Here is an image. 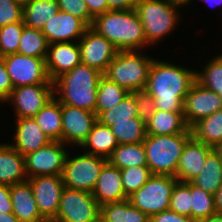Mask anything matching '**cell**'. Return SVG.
Masks as SVG:
<instances>
[{
	"mask_svg": "<svg viewBox=\"0 0 222 222\" xmlns=\"http://www.w3.org/2000/svg\"><path fill=\"white\" fill-rule=\"evenodd\" d=\"M196 81V70L153 60L145 90L153 97L155 109L183 112V103Z\"/></svg>",
	"mask_w": 222,
	"mask_h": 222,
	"instance_id": "obj_1",
	"label": "cell"
},
{
	"mask_svg": "<svg viewBox=\"0 0 222 222\" xmlns=\"http://www.w3.org/2000/svg\"><path fill=\"white\" fill-rule=\"evenodd\" d=\"M91 28L110 41L118 51L147 46L143 25L136 10H108L93 19Z\"/></svg>",
	"mask_w": 222,
	"mask_h": 222,
	"instance_id": "obj_2",
	"label": "cell"
},
{
	"mask_svg": "<svg viewBox=\"0 0 222 222\" xmlns=\"http://www.w3.org/2000/svg\"><path fill=\"white\" fill-rule=\"evenodd\" d=\"M102 76L100 71L80 63L53 81L54 97L61 104L95 113L98 83Z\"/></svg>",
	"mask_w": 222,
	"mask_h": 222,
	"instance_id": "obj_3",
	"label": "cell"
},
{
	"mask_svg": "<svg viewBox=\"0 0 222 222\" xmlns=\"http://www.w3.org/2000/svg\"><path fill=\"white\" fill-rule=\"evenodd\" d=\"M185 7L174 0H137L135 10L143 25L147 45L161 41L175 30L179 19V8Z\"/></svg>",
	"mask_w": 222,
	"mask_h": 222,
	"instance_id": "obj_4",
	"label": "cell"
},
{
	"mask_svg": "<svg viewBox=\"0 0 222 222\" xmlns=\"http://www.w3.org/2000/svg\"><path fill=\"white\" fill-rule=\"evenodd\" d=\"M191 137L190 128L177 135H146L143 144L152 174L176 177L183 148Z\"/></svg>",
	"mask_w": 222,
	"mask_h": 222,
	"instance_id": "obj_5",
	"label": "cell"
},
{
	"mask_svg": "<svg viewBox=\"0 0 222 222\" xmlns=\"http://www.w3.org/2000/svg\"><path fill=\"white\" fill-rule=\"evenodd\" d=\"M153 60L138 50L118 51L103 75L129 93L144 90Z\"/></svg>",
	"mask_w": 222,
	"mask_h": 222,
	"instance_id": "obj_6",
	"label": "cell"
},
{
	"mask_svg": "<svg viewBox=\"0 0 222 222\" xmlns=\"http://www.w3.org/2000/svg\"><path fill=\"white\" fill-rule=\"evenodd\" d=\"M177 181L175 176L153 174L139 190L128 197V200L134 207L151 217L169 210L170 198Z\"/></svg>",
	"mask_w": 222,
	"mask_h": 222,
	"instance_id": "obj_7",
	"label": "cell"
},
{
	"mask_svg": "<svg viewBox=\"0 0 222 222\" xmlns=\"http://www.w3.org/2000/svg\"><path fill=\"white\" fill-rule=\"evenodd\" d=\"M107 159L89 153L65 159L62 179L65 187L92 193Z\"/></svg>",
	"mask_w": 222,
	"mask_h": 222,
	"instance_id": "obj_8",
	"label": "cell"
},
{
	"mask_svg": "<svg viewBox=\"0 0 222 222\" xmlns=\"http://www.w3.org/2000/svg\"><path fill=\"white\" fill-rule=\"evenodd\" d=\"M100 214V206L92 193L71 189H63L57 222H93Z\"/></svg>",
	"mask_w": 222,
	"mask_h": 222,
	"instance_id": "obj_9",
	"label": "cell"
},
{
	"mask_svg": "<svg viewBox=\"0 0 222 222\" xmlns=\"http://www.w3.org/2000/svg\"><path fill=\"white\" fill-rule=\"evenodd\" d=\"M14 88L41 83H53L46 71V58H36L19 53L1 57Z\"/></svg>",
	"mask_w": 222,
	"mask_h": 222,
	"instance_id": "obj_10",
	"label": "cell"
},
{
	"mask_svg": "<svg viewBox=\"0 0 222 222\" xmlns=\"http://www.w3.org/2000/svg\"><path fill=\"white\" fill-rule=\"evenodd\" d=\"M60 141H51L35 152L25 155V170L28 178L34 176H62L65 159L68 154Z\"/></svg>",
	"mask_w": 222,
	"mask_h": 222,
	"instance_id": "obj_11",
	"label": "cell"
},
{
	"mask_svg": "<svg viewBox=\"0 0 222 222\" xmlns=\"http://www.w3.org/2000/svg\"><path fill=\"white\" fill-rule=\"evenodd\" d=\"M54 97L53 83L13 88L6 103L13 104L16 118L34 117Z\"/></svg>",
	"mask_w": 222,
	"mask_h": 222,
	"instance_id": "obj_12",
	"label": "cell"
},
{
	"mask_svg": "<svg viewBox=\"0 0 222 222\" xmlns=\"http://www.w3.org/2000/svg\"><path fill=\"white\" fill-rule=\"evenodd\" d=\"M81 63L105 73L116 56L117 48L104 36L89 27L78 41Z\"/></svg>",
	"mask_w": 222,
	"mask_h": 222,
	"instance_id": "obj_13",
	"label": "cell"
},
{
	"mask_svg": "<svg viewBox=\"0 0 222 222\" xmlns=\"http://www.w3.org/2000/svg\"><path fill=\"white\" fill-rule=\"evenodd\" d=\"M33 190L38 210L45 220L56 218L61 195L65 188L62 176H34L27 180Z\"/></svg>",
	"mask_w": 222,
	"mask_h": 222,
	"instance_id": "obj_14",
	"label": "cell"
},
{
	"mask_svg": "<svg viewBox=\"0 0 222 222\" xmlns=\"http://www.w3.org/2000/svg\"><path fill=\"white\" fill-rule=\"evenodd\" d=\"M222 109V97L195 81L183 103V116L190 128L197 121Z\"/></svg>",
	"mask_w": 222,
	"mask_h": 222,
	"instance_id": "obj_15",
	"label": "cell"
},
{
	"mask_svg": "<svg viewBox=\"0 0 222 222\" xmlns=\"http://www.w3.org/2000/svg\"><path fill=\"white\" fill-rule=\"evenodd\" d=\"M62 142L80 147L86 140L94 123L97 121L96 113L88 110L61 104Z\"/></svg>",
	"mask_w": 222,
	"mask_h": 222,
	"instance_id": "obj_16",
	"label": "cell"
},
{
	"mask_svg": "<svg viewBox=\"0 0 222 222\" xmlns=\"http://www.w3.org/2000/svg\"><path fill=\"white\" fill-rule=\"evenodd\" d=\"M89 26L78 17L59 10L41 30L49 44L78 42ZM72 39V40H71Z\"/></svg>",
	"mask_w": 222,
	"mask_h": 222,
	"instance_id": "obj_17",
	"label": "cell"
},
{
	"mask_svg": "<svg viewBox=\"0 0 222 222\" xmlns=\"http://www.w3.org/2000/svg\"><path fill=\"white\" fill-rule=\"evenodd\" d=\"M45 62L48 77L53 82L56 78L71 71L81 63L78 42L49 44Z\"/></svg>",
	"mask_w": 222,
	"mask_h": 222,
	"instance_id": "obj_18",
	"label": "cell"
},
{
	"mask_svg": "<svg viewBox=\"0 0 222 222\" xmlns=\"http://www.w3.org/2000/svg\"><path fill=\"white\" fill-rule=\"evenodd\" d=\"M213 150L211 146L191 137L185 144L176 172L181 182H191L202 171L207 155Z\"/></svg>",
	"mask_w": 222,
	"mask_h": 222,
	"instance_id": "obj_19",
	"label": "cell"
},
{
	"mask_svg": "<svg viewBox=\"0 0 222 222\" xmlns=\"http://www.w3.org/2000/svg\"><path fill=\"white\" fill-rule=\"evenodd\" d=\"M92 195L99 206L127 200L128 196L125 194L122 185L121 169L107 161L100 171Z\"/></svg>",
	"mask_w": 222,
	"mask_h": 222,
	"instance_id": "obj_20",
	"label": "cell"
},
{
	"mask_svg": "<svg viewBox=\"0 0 222 222\" xmlns=\"http://www.w3.org/2000/svg\"><path fill=\"white\" fill-rule=\"evenodd\" d=\"M16 120V131L12 136L14 141L10 145L20 154L28 155L51 142L34 117L16 118Z\"/></svg>",
	"mask_w": 222,
	"mask_h": 222,
	"instance_id": "obj_21",
	"label": "cell"
},
{
	"mask_svg": "<svg viewBox=\"0 0 222 222\" xmlns=\"http://www.w3.org/2000/svg\"><path fill=\"white\" fill-rule=\"evenodd\" d=\"M13 214L20 222H45L28 181L10 186Z\"/></svg>",
	"mask_w": 222,
	"mask_h": 222,
	"instance_id": "obj_22",
	"label": "cell"
},
{
	"mask_svg": "<svg viewBox=\"0 0 222 222\" xmlns=\"http://www.w3.org/2000/svg\"><path fill=\"white\" fill-rule=\"evenodd\" d=\"M27 180L24 155L10 144L0 143V183L11 186Z\"/></svg>",
	"mask_w": 222,
	"mask_h": 222,
	"instance_id": "obj_23",
	"label": "cell"
},
{
	"mask_svg": "<svg viewBox=\"0 0 222 222\" xmlns=\"http://www.w3.org/2000/svg\"><path fill=\"white\" fill-rule=\"evenodd\" d=\"M118 145L111 128L97 120L80 148L90 149L87 153L108 159Z\"/></svg>",
	"mask_w": 222,
	"mask_h": 222,
	"instance_id": "obj_24",
	"label": "cell"
},
{
	"mask_svg": "<svg viewBox=\"0 0 222 222\" xmlns=\"http://www.w3.org/2000/svg\"><path fill=\"white\" fill-rule=\"evenodd\" d=\"M187 126L183 112L157 110L146 123L147 135H177L184 133Z\"/></svg>",
	"mask_w": 222,
	"mask_h": 222,
	"instance_id": "obj_25",
	"label": "cell"
},
{
	"mask_svg": "<svg viewBox=\"0 0 222 222\" xmlns=\"http://www.w3.org/2000/svg\"><path fill=\"white\" fill-rule=\"evenodd\" d=\"M34 119L51 141L62 142L61 103L55 97L46 103Z\"/></svg>",
	"mask_w": 222,
	"mask_h": 222,
	"instance_id": "obj_26",
	"label": "cell"
},
{
	"mask_svg": "<svg viewBox=\"0 0 222 222\" xmlns=\"http://www.w3.org/2000/svg\"><path fill=\"white\" fill-rule=\"evenodd\" d=\"M99 217L104 222H150V217L134 207L128 199L101 205Z\"/></svg>",
	"mask_w": 222,
	"mask_h": 222,
	"instance_id": "obj_27",
	"label": "cell"
},
{
	"mask_svg": "<svg viewBox=\"0 0 222 222\" xmlns=\"http://www.w3.org/2000/svg\"><path fill=\"white\" fill-rule=\"evenodd\" d=\"M59 11L57 0H32L23 6V22L26 27L42 30Z\"/></svg>",
	"mask_w": 222,
	"mask_h": 222,
	"instance_id": "obj_28",
	"label": "cell"
},
{
	"mask_svg": "<svg viewBox=\"0 0 222 222\" xmlns=\"http://www.w3.org/2000/svg\"><path fill=\"white\" fill-rule=\"evenodd\" d=\"M190 130L195 140L213 148L222 141V109L197 121Z\"/></svg>",
	"mask_w": 222,
	"mask_h": 222,
	"instance_id": "obj_29",
	"label": "cell"
},
{
	"mask_svg": "<svg viewBox=\"0 0 222 222\" xmlns=\"http://www.w3.org/2000/svg\"><path fill=\"white\" fill-rule=\"evenodd\" d=\"M107 161L119 169L141 166L147 167V156L143 143L119 144Z\"/></svg>",
	"mask_w": 222,
	"mask_h": 222,
	"instance_id": "obj_30",
	"label": "cell"
},
{
	"mask_svg": "<svg viewBox=\"0 0 222 222\" xmlns=\"http://www.w3.org/2000/svg\"><path fill=\"white\" fill-rule=\"evenodd\" d=\"M191 182L203 191L215 195L222 184V162L214 150L207 155L201 173Z\"/></svg>",
	"mask_w": 222,
	"mask_h": 222,
	"instance_id": "obj_31",
	"label": "cell"
},
{
	"mask_svg": "<svg viewBox=\"0 0 222 222\" xmlns=\"http://www.w3.org/2000/svg\"><path fill=\"white\" fill-rule=\"evenodd\" d=\"M129 92L104 75L100 78L97 91L95 113L98 116L102 111L109 110L119 104Z\"/></svg>",
	"mask_w": 222,
	"mask_h": 222,
	"instance_id": "obj_32",
	"label": "cell"
},
{
	"mask_svg": "<svg viewBox=\"0 0 222 222\" xmlns=\"http://www.w3.org/2000/svg\"><path fill=\"white\" fill-rule=\"evenodd\" d=\"M118 144L143 143L146 137V124L139 118L130 121L113 122L110 126Z\"/></svg>",
	"mask_w": 222,
	"mask_h": 222,
	"instance_id": "obj_33",
	"label": "cell"
},
{
	"mask_svg": "<svg viewBox=\"0 0 222 222\" xmlns=\"http://www.w3.org/2000/svg\"><path fill=\"white\" fill-rule=\"evenodd\" d=\"M49 43L41 30L24 27L18 47L19 54L36 58H46Z\"/></svg>",
	"mask_w": 222,
	"mask_h": 222,
	"instance_id": "obj_34",
	"label": "cell"
},
{
	"mask_svg": "<svg viewBox=\"0 0 222 222\" xmlns=\"http://www.w3.org/2000/svg\"><path fill=\"white\" fill-rule=\"evenodd\" d=\"M139 117L137 106L133 96L128 93L115 107L102 111L97 120L106 126H112L113 122L130 121V118Z\"/></svg>",
	"mask_w": 222,
	"mask_h": 222,
	"instance_id": "obj_35",
	"label": "cell"
},
{
	"mask_svg": "<svg viewBox=\"0 0 222 222\" xmlns=\"http://www.w3.org/2000/svg\"><path fill=\"white\" fill-rule=\"evenodd\" d=\"M201 71H196V81L222 97V54H217Z\"/></svg>",
	"mask_w": 222,
	"mask_h": 222,
	"instance_id": "obj_36",
	"label": "cell"
},
{
	"mask_svg": "<svg viewBox=\"0 0 222 222\" xmlns=\"http://www.w3.org/2000/svg\"><path fill=\"white\" fill-rule=\"evenodd\" d=\"M192 198V218L197 222L216 214L214 195L203 191L190 182Z\"/></svg>",
	"mask_w": 222,
	"mask_h": 222,
	"instance_id": "obj_37",
	"label": "cell"
},
{
	"mask_svg": "<svg viewBox=\"0 0 222 222\" xmlns=\"http://www.w3.org/2000/svg\"><path fill=\"white\" fill-rule=\"evenodd\" d=\"M24 27L23 21L0 27V57L18 52L20 37Z\"/></svg>",
	"mask_w": 222,
	"mask_h": 222,
	"instance_id": "obj_38",
	"label": "cell"
},
{
	"mask_svg": "<svg viewBox=\"0 0 222 222\" xmlns=\"http://www.w3.org/2000/svg\"><path fill=\"white\" fill-rule=\"evenodd\" d=\"M190 182L177 181L173 189L169 210L192 218Z\"/></svg>",
	"mask_w": 222,
	"mask_h": 222,
	"instance_id": "obj_39",
	"label": "cell"
},
{
	"mask_svg": "<svg viewBox=\"0 0 222 222\" xmlns=\"http://www.w3.org/2000/svg\"><path fill=\"white\" fill-rule=\"evenodd\" d=\"M152 175L148 167L135 166L122 169L121 178L125 194L129 197L139 190Z\"/></svg>",
	"mask_w": 222,
	"mask_h": 222,
	"instance_id": "obj_40",
	"label": "cell"
},
{
	"mask_svg": "<svg viewBox=\"0 0 222 222\" xmlns=\"http://www.w3.org/2000/svg\"><path fill=\"white\" fill-rule=\"evenodd\" d=\"M23 21V6L15 0H0V27Z\"/></svg>",
	"mask_w": 222,
	"mask_h": 222,
	"instance_id": "obj_41",
	"label": "cell"
},
{
	"mask_svg": "<svg viewBox=\"0 0 222 222\" xmlns=\"http://www.w3.org/2000/svg\"><path fill=\"white\" fill-rule=\"evenodd\" d=\"M133 96L139 118L146 124L155 112L153 97L144 89L130 92Z\"/></svg>",
	"mask_w": 222,
	"mask_h": 222,
	"instance_id": "obj_42",
	"label": "cell"
},
{
	"mask_svg": "<svg viewBox=\"0 0 222 222\" xmlns=\"http://www.w3.org/2000/svg\"><path fill=\"white\" fill-rule=\"evenodd\" d=\"M57 2L59 10L78 17L91 27L94 18L90 15L84 0H57Z\"/></svg>",
	"mask_w": 222,
	"mask_h": 222,
	"instance_id": "obj_43",
	"label": "cell"
},
{
	"mask_svg": "<svg viewBox=\"0 0 222 222\" xmlns=\"http://www.w3.org/2000/svg\"><path fill=\"white\" fill-rule=\"evenodd\" d=\"M13 84L7 72L4 60L0 57V102L6 103L13 90Z\"/></svg>",
	"mask_w": 222,
	"mask_h": 222,
	"instance_id": "obj_44",
	"label": "cell"
},
{
	"mask_svg": "<svg viewBox=\"0 0 222 222\" xmlns=\"http://www.w3.org/2000/svg\"><path fill=\"white\" fill-rule=\"evenodd\" d=\"M150 222H197L195 219L180 215L174 211L166 210L150 217Z\"/></svg>",
	"mask_w": 222,
	"mask_h": 222,
	"instance_id": "obj_45",
	"label": "cell"
},
{
	"mask_svg": "<svg viewBox=\"0 0 222 222\" xmlns=\"http://www.w3.org/2000/svg\"><path fill=\"white\" fill-rule=\"evenodd\" d=\"M0 212L13 213L10 186L0 183Z\"/></svg>",
	"mask_w": 222,
	"mask_h": 222,
	"instance_id": "obj_46",
	"label": "cell"
},
{
	"mask_svg": "<svg viewBox=\"0 0 222 222\" xmlns=\"http://www.w3.org/2000/svg\"><path fill=\"white\" fill-rule=\"evenodd\" d=\"M89 10L90 15L95 18L108 11L107 0H84Z\"/></svg>",
	"mask_w": 222,
	"mask_h": 222,
	"instance_id": "obj_47",
	"label": "cell"
},
{
	"mask_svg": "<svg viewBox=\"0 0 222 222\" xmlns=\"http://www.w3.org/2000/svg\"><path fill=\"white\" fill-rule=\"evenodd\" d=\"M108 10H134L137 0H107Z\"/></svg>",
	"mask_w": 222,
	"mask_h": 222,
	"instance_id": "obj_48",
	"label": "cell"
},
{
	"mask_svg": "<svg viewBox=\"0 0 222 222\" xmlns=\"http://www.w3.org/2000/svg\"><path fill=\"white\" fill-rule=\"evenodd\" d=\"M215 210L217 214H222V184L214 195Z\"/></svg>",
	"mask_w": 222,
	"mask_h": 222,
	"instance_id": "obj_49",
	"label": "cell"
},
{
	"mask_svg": "<svg viewBox=\"0 0 222 222\" xmlns=\"http://www.w3.org/2000/svg\"><path fill=\"white\" fill-rule=\"evenodd\" d=\"M0 222H20L13 213L0 212Z\"/></svg>",
	"mask_w": 222,
	"mask_h": 222,
	"instance_id": "obj_50",
	"label": "cell"
},
{
	"mask_svg": "<svg viewBox=\"0 0 222 222\" xmlns=\"http://www.w3.org/2000/svg\"><path fill=\"white\" fill-rule=\"evenodd\" d=\"M198 222H222V215L216 213V214L211 215L207 218L201 219Z\"/></svg>",
	"mask_w": 222,
	"mask_h": 222,
	"instance_id": "obj_51",
	"label": "cell"
},
{
	"mask_svg": "<svg viewBox=\"0 0 222 222\" xmlns=\"http://www.w3.org/2000/svg\"><path fill=\"white\" fill-rule=\"evenodd\" d=\"M214 152L218 155L222 162V141L213 147Z\"/></svg>",
	"mask_w": 222,
	"mask_h": 222,
	"instance_id": "obj_52",
	"label": "cell"
},
{
	"mask_svg": "<svg viewBox=\"0 0 222 222\" xmlns=\"http://www.w3.org/2000/svg\"><path fill=\"white\" fill-rule=\"evenodd\" d=\"M202 1H205L206 4H210V7L211 5L213 6H218V5H222V0H202Z\"/></svg>",
	"mask_w": 222,
	"mask_h": 222,
	"instance_id": "obj_53",
	"label": "cell"
},
{
	"mask_svg": "<svg viewBox=\"0 0 222 222\" xmlns=\"http://www.w3.org/2000/svg\"><path fill=\"white\" fill-rule=\"evenodd\" d=\"M18 4H20L21 6H24L26 4H28L29 2H31L32 0H15Z\"/></svg>",
	"mask_w": 222,
	"mask_h": 222,
	"instance_id": "obj_54",
	"label": "cell"
},
{
	"mask_svg": "<svg viewBox=\"0 0 222 222\" xmlns=\"http://www.w3.org/2000/svg\"><path fill=\"white\" fill-rule=\"evenodd\" d=\"M174 1H177V2H179V3H182L183 5H189L191 2H192V0H174Z\"/></svg>",
	"mask_w": 222,
	"mask_h": 222,
	"instance_id": "obj_55",
	"label": "cell"
},
{
	"mask_svg": "<svg viewBox=\"0 0 222 222\" xmlns=\"http://www.w3.org/2000/svg\"><path fill=\"white\" fill-rule=\"evenodd\" d=\"M93 222H104L100 217H98L95 221Z\"/></svg>",
	"mask_w": 222,
	"mask_h": 222,
	"instance_id": "obj_56",
	"label": "cell"
},
{
	"mask_svg": "<svg viewBox=\"0 0 222 222\" xmlns=\"http://www.w3.org/2000/svg\"><path fill=\"white\" fill-rule=\"evenodd\" d=\"M45 222H57L54 219L53 220H45Z\"/></svg>",
	"mask_w": 222,
	"mask_h": 222,
	"instance_id": "obj_57",
	"label": "cell"
}]
</instances>
